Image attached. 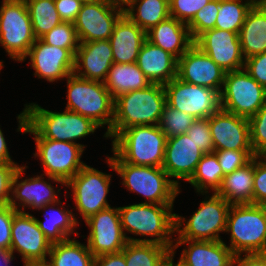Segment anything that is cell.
I'll return each instance as SVG.
<instances>
[{
  "mask_svg": "<svg viewBox=\"0 0 266 266\" xmlns=\"http://www.w3.org/2000/svg\"><path fill=\"white\" fill-rule=\"evenodd\" d=\"M173 205L138 203L118 207L122 229L127 241L152 242L172 250L174 243L172 236L175 235L176 214L172 213ZM125 231L134 235L150 236L153 239L128 237Z\"/></svg>",
  "mask_w": 266,
  "mask_h": 266,
  "instance_id": "1",
  "label": "cell"
},
{
  "mask_svg": "<svg viewBox=\"0 0 266 266\" xmlns=\"http://www.w3.org/2000/svg\"><path fill=\"white\" fill-rule=\"evenodd\" d=\"M165 104V87L161 84H151L118 96L114 99V118L107 138L113 139L132 126L159 125Z\"/></svg>",
  "mask_w": 266,
  "mask_h": 266,
  "instance_id": "2",
  "label": "cell"
},
{
  "mask_svg": "<svg viewBox=\"0 0 266 266\" xmlns=\"http://www.w3.org/2000/svg\"><path fill=\"white\" fill-rule=\"evenodd\" d=\"M18 132L34 134L36 142L35 157H39L44 175L47 180H53L57 184H66L73 178L86 164L81 161L85 145L75 144L67 141H55L41 138L28 124L26 111L24 110L17 116Z\"/></svg>",
  "mask_w": 266,
  "mask_h": 266,
  "instance_id": "3",
  "label": "cell"
},
{
  "mask_svg": "<svg viewBox=\"0 0 266 266\" xmlns=\"http://www.w3.org/2000/svg\"><path fill=\"white\" fill-rule=\"evenodd\" d=\"M167 137L159 125L132 126L112 140V161L162 167Z\"/></svg>",
  "mask_w": 266,
  "mask_h": 266,
  "instance_id": "4",
  "label": "cell"
},
{
  "mask_svg": "<svg viewBox=\"0 0 266 266\" xmlns=\"http://www.w3.org/2000/svg\"><path fill=\"white\" fill-rule=\"evenodd\" d=\"M107 164L122 178L130 192L143 195L148 204H173L180 187L169 178L162 167L133 165L125 161L106 159Z\"/></svg>",
  "mask_w": 266,
  "mask_h": 266,
  "instance_id": "5",
  "label": "cell"
},
{
  "mask_svg": "<svg viewBox=\"0 0 266 266\" xmlns=\"http://www.w3.org/2000/svg\"><path fill=\"white\" fill-rule=\"evenodd\" d=\"M27 124L41 137L75 144L77 140L94 134L100 128L92 119L65 109L64 112L46 110L36 103L25 104Z\"/></svg>",
  "mask_w": 266,
  "mask_h": 266,
  "instance_id": "6",
  "label": "cell"
},
{
  "mask_svg": "<svg viewBox=\"0 0 266 266\" xmlns=\"http://www.w3.org/2000/svg\"><path fill=\"white\" fill-rule=\"evenodd\" d=\"M230 232V250L234 255L266 253V206L231 205L226 233Z\"/></svg>",
  "mask_w": 266,
  "mask_h": 266,
  "instance_id": "7",
  "label": "cell"
},
{
  "mask_svg": "<svg viewBox=\"0 0 266 266\" xmlns=\"http://www.w3.org/2000/svg\"><path fill=\"white\" fill-rule=\"evenodd\" d=\"M67 80V110L92 119L100 127L107 125L103 137L111 131L114 118V99L104 82L86 80L74 74Z\"/></svg>",
  "mask_w": 266,
  "mask_h": 266,
  "instance_id": "8",
  "label": "cell"
},
{
  "mask_svg": "<svg viewBox=\"0 0 266 266\" xmlns=\"http://www.w3.org/2000/svg\"><path fill=\"white\" fill-rule=\"evenodd\" d=\"M230 207L223 197L213 193L200 202L199 209L189 219L175 214V232L179 235L175 240H221L219 233L226 232Z\"/></svg>",
  "mask_w": 266,
  "mask_h": 266,
  "instance_id": "9",
  "label": "cell"
},
{
  "mask_svg": "<svg viewBox=\"0 0 266 266\" xmlns=\"http://www.w3.org/2000/svg\"><path fill=\"white\" fill-rule=\"evenodd\" d=\"M0 44L10 58L22 62L36 41L25 0H2Z\"/></svg>",
  "mask_w": 266,
  "mask_h": 266,
  "instance_id": "10",
  "label": "cell"
},
{
  "mask_svg": "<svg viewBox=\"0 0 266 266\" xmlns=\"http://www.w3.org/2000/svg\"><path fill=\"white\" fill-rule=\"evenodd\" d=\"M266 102V89L244 69L226 72L220 92L221 109L251 118Z\"/></svg>",
  "mask_w": 266,
  "mask_h": 266,
  "instance_id": "11",
  "label": "cell"
},
{
  "mask_svg": "<svg viewBox=\"0 0 266 266\" xmlns=\"http://www.w3.org/2000/svg\"><path fill=\"white\" fill-rule=\"evenodd\" d=\"M164 87L166 104L195 119L208 118L221 109L220 93L212 88L189 84L178 77Z\"/></svg>",
  "mask_w": 266,
  "mask_h": 266,
  "instance_id": "12",
  "label": "cell"
},
{
  "mask_svg": "<svg viewBox=\"0 0 266 266\" xmlns=\"http://www.w3.org/2000/svg\"><path fill=\"white\" fill-rule=\"evenodd\" d=\"M111 174L85 165L65 186L71 187L76 209L84 221L101 210L111 207L107 201Z\"/></svg>",
  "mask_w": 266,
  "mask_h": 266,
  "instance_id": "13",
  "label": "cell"
},
{
  "mask_svg": "<svg viewBox=\"0 0 266 266\" xmlns=\"http://www.w3.org/2000/svg\"><path fill=\"white\" fill-rule=\"evenodd\" d=\"M11 250L22 256L24 266L44 265L52 243L38 227L33 215L25 211L14 213L11 228Z\"/></svg>",
  "mask_w": 266,
  "mask_h": 266,
  "instance_id": "14",
  "label": "cell"
},
{
  "mask_svg": "<svg viewBox=\"0 0 266 266\" xmlns=\"http://www.w3.org/2000/svg\"><path fill=\"white\" fill-rule=\"evenodd\" d=\"M90 232L87 237L89 251L95 256L118 253L128 243L124 235L118 207H109L85 220Z\"/></svg>",
  "mask_w": 266,
  "mask_h": 266,
  "instance_id": "15",
  "label": "cell"
},
{
  "mask_svg": "<svg viewBox=\"0 0 266 266\" xmlns=\"http://www.w3.org/2000/svg\"><path fill=\"white\" fill-rule=\"evenodd\" d=\"M124 9L104 0L83 3L73 22L81 42L109 40Z\"/></svg>",
  "mask_w": 266,
  "mask_h": 266,
  "instance_id": "16",
  "label": "cell"
},
{
  "mask_svg": "<svg viewBox=\"0 0 266 266\" xmlns=\"http://www.w3.org/2000/svg\"><path fill=\"white\" fill-rule=\"evenodd\" d=\"M194 44L226 72L244 69L238 33L213 28L201 33Z\"/></svg>",
  "mask_w": 266,
  "mask_h": 266,
  "instance_id": "17",
  "label": "cell"
},
{
  "mask_svg": "<svg viewBox=\"0 0 266 266\" xmlns=\"http://www.w3.org/2000/svg\"><path fill=\"white\" fill-rule=\"evenodd\" d=\"M226 71L193 44L179 59L177 77L182 81L221 92Z\"/></svg>",
  "mask_w": 266,
  "mask_h": 266,
  "instance_id": "18",
  "label": "cell"
},
{
  "mask_svg": "<svg viewBox=\"0 0 266 266\" xmlns=\"http://www.w3.org/2000/svg\"><path fill=\"white\" fill-rule=\"evenodd\" d=\"M27 57L35 70L34 76L39 79L44 78L53 83L73 74L75 56L68 49L48 45L41 39H36L22 61Z\"/></svg>",
  "mask_w": 266,
  "mask_h": 266,
  "instance_id": "19",
  "label": "cell"
},
{
  "mask_svg": "<svg viewBox=\"0 0 266 266\" xmlns=\"http://www.w3.org/2000/svg\"><path fill=\"white\" fill-rule=\"evenodd\" d=\"M26 168V166H19L14 173L9 205L16 211H24L26 207L39 210L48 204L58 202L60 200L58 195L61 189H57L56 193L51 183L45 181L44 173L40 176L35 175L25 180L22 179V174H24Z\"/></svg>",
  "mask_w": 266,
  "mask_h": 266,
  "instance_id": "20",
  "label": "cell"
},
{
  "mask_svg": "<svg viewBox=\"0 0 266 266\" xmlns=\"http://www.w3.org/2000/svg\"><path fill=\"white\" fill-rule=\"evenodd\" d=\"M214 151H253L247 118L220 109L208 117Z\"/></svg>",
  "mask_w": 266,
  "mask_h": 266,
  "instance_id": "21",
  "label": "cell"
},
{
  "mask_svg": "<svg viewBox=\"0 0 266 266\" xmlns=\"http://www.w3.org/2000/svg\"><path fill=\"white\" fill-rule=\"evenodd\" d=\"M203 154L187 133L168 137L162 168L180 187L179 180L188 181L192 177Z\"/></svg>",
  "mask_w": 266,
  "mask_h": 266,
  "instance_id": "22",
  "label": "cell"
},
{
  "mask_svg": "<svg viewBox=\"0 0 266 266\" xmlns=\"http://www.w3.org/2000/svg\"><path fill=\"white\" fill-rule=\"evenodd\" d=\"M113 63L109 40L81 42L75 53L73 74L86 80L104 82Z\"/></svg>",
  "mask_w": 266,
  "mask_h": 266,
  "instance_id": "23",
  "label": "cell"
},
{
  "mask_svg": "<svg viewBox=\"0 0 266 266\" xmlns=\"http://www.w3.org/2000/svg\"><path fill=\"white\" fill-rule=\"evenodd\" d=\"M187 244L178 260L183 266H228L234 259V254L223 240H174L172 255L176 249Z\"/></svg>",
  "mask_w": 266,
  "mask_h": 266,
  "instance_id": "24",
  "label": "cell"
},
{
  "mask_svg": "<svg viewBox=\"0 0 266 266\" xmlns=\"http://www.w3.org/2000/svg\"><path fill=\"white\" fill-rule=\"evenodd\" d=\"M146 40V32L123 14L109 38L114 63H136Z\"/></svg>",
  "mask_w": 266,
  "mask_h": 266,
  "instance_id": "25",
  "label": "cell"
},
{
  "mask_svg": "<svg viewBox=\"0 0 266 266\" xmlns=\"http://www.w3.org/2000/svg\"><path fill=\"white\" fill-rule=\"evenodd\" d=\"M136 64L152 84L165 85L177 77L178 59L148 40L139 51Z\"/></svg>",
  "mask_w": 266,
  "mask_h": 266,
  "instance_id": "26",
  "label": "cell"
},
{
  "mask_svg": "<svg viewBox=\"0 0 266 266\" xmlns=\"http://www.w3.org/2000/svg\"><path fill=\"white\" fill-rule=\"evenodd\" d=\"M146 39L179 59L193 44L187 24L169 17L146 32Z\"/></svg>",
  "mask_w": 266,
  "mask_h": 266,
  "instance_id": "27",
  "label": "cell"
},
{
  "mask_svg": "<svg viewBox=\"0 0 266 266\" xmlns=\"http://www.w3.org/2000/svg\"><path fill=\"white\" fill-rule=\"evenodd\" d=\"M238 35L245 59L266 52V6H252Z\"/></svg>",
  "mask_w": 266,
  "mask_h": 266,
  "instance_id": "28",
  "label": "cell"
},
{
  "mask_svg": "<svg viewBox=\"0 0 266 266\" xmlns=\"http://www.w3.org/2000/svg\"><path fill=\"white\" fill-rule=\"evenodd\" d=\"M254 157L244 167L223 177L216 192L229 204H253Z\"/></svg>",
  "mask_w": 266,
  "mask_h": 266,
  "instance_id": "29",
  "label": "cell"
},
{
  "mask_svg": "<svg viewBox=\"0 0 266 266\" xmlns=\"http://www.w3.org/2000/svg\"><path fill=\"white\" fill-rule=\"evenodd\" d=\"M55 205H62L61 201L59 200L39 209L41 211L50 209L44 215L46 217L44 222L35 217L38 227L47 239L51 243H56L69 239L73 233L79 235V233L74 232L79 223L73 212L68 209L65 210L63 205L61 206L62 208H57Z\"/></svg>",
  "mask_w": 266,
  "mask_h": 266,
  "instance_id": "30",
  "label": "cell"
},
{
  "mask_svg": "<svg viewBox=\"0 0 266 266\" xmlns=\"http://www.w3.org/2000/svg\"><path fill=\"white\" fill-rule=\"evenodd\" d=\"M104 84L115 99L129 91L145 89L152 83L136 63H113Z\"/></svg>",
  "mask_w": 266,
  "mask_h": 266,
  "instance_id": "31",
  "label": "cell"
},
{
  "mask_svg": "<svg viewBox=\"0 0 266 266\" xmlns=\"http://www.w3.org/2000/svg\"><path fill=\"white\" fill-rule=\"evenodd\" d=\"M124 14L147 32L170 17L169 0H132Z\"/></svg>",
  "mask_w": 266,
  "mask_h": 266,
  "instance_id": "32",
  "label": "cell"
},
{
  "mask_svg": "<svg viewBox=\"0 0 266 266\" xmlns=\"http://www.w3.org/2000/svg\"><path fill=\"white\" fill-rule=\"evenodd\" d=\"M48 257L44 266H94L95 259L88 246L75 238L52 243Z\"/></svg>",
  "mask_w": 266,
  "mask_h": 266,
  "instance_id": "33",
  "label": "cell"
},
{
  "mask_svg": "<svg viewBox=\"0 0 266 266\" xmlns=\"http://www.w3.org/2000/svg\"><path fill=\"white\" fill-rule=\"evenodd\" d=\"M224 176L216 153H205L198 162L194 174L187 182L196 189L198 194L207 195L210 189L213 193L218 191Z\"/></svg>",
  "mask_w": 266,
  "mask_h": 266,
  "instance_id": "34",
  "label": "cell"
},
{
  "mask_svg": "<svg viewBox=\"0 0 266 266\" xmlns=\"http://www.w3.org/2000/svg\"><path fill=\"white\" fill-rule=\"evenodd\" d=\"M122 252L126 266H163L172 254L168 247L152 242H128Z\"/></svg>",
  "mask_w": 266,
  "mask_h": 266,
  "instance_id": "35",
  "label": "cell"
},
{
  "mask_svg": "<svg viewBox=\"0 0 266 266\" xmlns=\"http://www.w3.org/2000/svg\"><path fill=\"white\" fill-rule=\"evenodd\" d=\"M36 39L62 22L54 0H25Z\"/></svg>",
  "mask_w": 266,
  "mask_h": 266,
  "instance_id": "36",
  "label": "cell"
},
{
  "mask_svg": "<svg viewBox=\"0 0 266 266\" xmlns=\"http://www.w3.org/2000/svg\"><path fill=\"white\" fill-rule=\"evenodd\" d=\"M252 5L243 0H219V10L216 17L215 28L220 30L240 32L246 14Z\"/></svg>",
  "mask_w": 266,
  "mask_h": 266,
  "instance_id": "37",
  "label": "cell"
},
{
  "mask_svg": "<svg viewBox=\"0 0 266 266\" xmlns=\"http://www.w3.org/2000/svg\"><path fill=\"white\" fill-rule=\"evenodd\" d=\"M44 43L68 49L74 56L80 41L72 22H61L40 38Z\"/></svg>",
  "mask_w": 266,
  "mask_h": 266,
  "instance_id": "38",
  "label": "cell"
},
{
  "mask_svg": "<svg viewBox=\"0 0 266 266\" xmlns=\"http://www.w3.org/2000/svg\"><path fill=\"white\" fill-rule=\"evenodd\" d=\"M194 121L195 118L186 112L176 110L165 104L159 127L168 138L186 133Z\"/></svg>",
  "mask_w": 266,
  "mask_h": 266,
  "instance_id": "39",
  "label": "cell"
},
{
  "mask_svg": "<svg viewBox=\"0 0 266 266\" xmlns=\"http://www.w3.org/2000/svg\"><path fill=\"white\" fill-rule=\"evenodd\" d=\"M248 121L254 155L266 156V102Z\"/></svg>",
  "mask_w": 266,
  "mask_h": 266,
  "instance_id": "40",
  "label": "cell"
},
{
  "mask_svg": "<svg viewBox=\"0 0 266 266\" xmlns=\"http://www.w3.org/2000/svg\"><path fill=\"white\" fill-rule=\"evenodd\" d=\"M218 10L219 0H211L194 15L193 19L187 24L193 40L204 31L215 28Z\"/></svg>",
  "mask_w": 266,
  "mask_h": 266,
  "instance_id": "41",
  "label": "cell"
},
{
  "mask_svg": "<svg viewBox=\"0 0 266 266\" xmlns=\"http://www.w3.org/2000/svg\"><path fill=\"white\" fill-rule=\"evenodd\" d=\"M214 152L217 155L219 165L224 175L244 167L255 157L253 151L221 150Z\"/></svg>",
  "mask_w": 266,
  "mask_h": 266,
  "instance_id": "42",
  "label": "cell"
},
{
  "mask_svg": "<svg viewBox=\"0 0 266 266\" xmlns=\"http://www.w3.org/2000/svg\"><path fill=\"white\" fill-rule=\"evenodd\" d=\"M211 0H169L170 17L188 24Z\"/></svg>",
  "mask_w": 266,
  "mask_h": 266,
  "instance_id": "43",
  "label": "cell"
},
{
  "mask_svg": "<svg viewBox=\"0 0 266 266\" xmlns=\"http://www.w3.org/2000/svg\"><path fill=\"white\" fill-rule=\"evenodd\" d=\"M186 133L204 154L214 152L208 118L195 119Z\"/></svg>",
  "mask_w": 266,
  "mask_h": 266,
  "instance_id": "44",
  "label": "cell"
},
{
  "mask_svg": "<svg viewBox=\"0 0 266 266\" xmlns=\"http://www.w3.org/2000/svg\"><path fill=\"white\" fill-rule=\"evenodd\" d=\"M253 204L266 206V156L254 157Z\"/></svg>",
  "mask_w": 266,
  "mask_h": 266,
  "instance_id": "45",
  "label": "cell"
},
{
  "mask_svg": "<svg viewBox=\"0 0 266 266\" xmlns=\"http://www.w3.org/2000/svg\"><path fill=\"white\" fill-rule=\"evenodd\" d=\"M16 210L9 204H0V248L11 250V228Z\"/></svg>",
  "mask_w": 266,
  "mask_h": 266,
  "instance_id": "46",
  "label": "cell"
},
{
  "mask_svg": "<svg viewBox=\"0 0 266 266\" xmlns=\"http://www.w3.org/2000/svg\"><path fill=\"white\" fill-rule=\"evenodd\" d=\"M244 70L266 89V52L245 59Z\"/></svg>",
  "mask_w": 266,
  "mask_h": 266,
  "instance_id": "47",
  "label": "cell"
},
{
  "mask_svg": "<svg viewBox=\"0 0 266 266\" xmlns=\"http://www.w3.org/2000/svg\"><path fill=\"white\" fill-rule=\"evenodd\" d=\"M18 167L17 163L0 164V204L10 202L12 179Z\"/></svg>",
  "mask_w": 266,
  "mask_h": 266,
  "instance_id": "48",
  "label": "cell"
},
{
  "mask_svg": "<svg viewBox=\"0 0 266 266\" xmlns=\"http://www.w3.org/2000/svg\"><path fill=\"white\" fill-rule=\"evenodd\" d=\"M55 7L63 22H74L82 6L80 0H54Z\"/></svg>",
  "mask_w": 266,
  "mask_h": 266,
  "instance_id": "49",
  "label": "cell"
},
{
  "mask_svg": "<svg viewBox=\"0 0 266 266\" xmlns=\"http://www.w3.org/2000/svg\"><path fill=\"white\" fill-rule=\"evenodd\" d=\"M234 255V266H266V253H244Z\"/></svg>",
  "mask_w": 266,
  "mask_h": 266,
  "instance_id": "50",
  "label": "cell"
},
{
  "mask_svg": "<svg viewBox=\"0 0 266 266\" xmlns=\"http://www.w3.org/2000/svg\"><path fill=\"white\" fill-rule=\"evenodd\" d=\"M94 266H126L124 253L120 251L95 257Z\"/></svg>",
  "mask_w": 266,
  "mask_h": 266,
  "instance_id": "51",
  "label": "cell"
},
{
  "mask_svg": "<svg viewBox=\"0 0 266 266\" xmlns=\"http://www.w3.org/2000/svg\"><path fill=\"white\" fill-rule=\"evenodd\" d=\"M4 133L1 131L0 128V164H4V163H16L13 162V160L11 159L8 147H7V143L5 141L4 138Z\"/></svg>",
  "mask_w": 266,
  "mask_h": 266,
  "instance_id": "52",
  "label": "cell"
},
{
  "mask_svg": "<svg viewBox=\"0 0 266 266\" xmlns=\"http://www.w3.org/2000/svg\"><path fill=\"white\" fill-rule=\"evenodd\" d=\"M104 1L124 9L125 6H127L132 0H104Z\"/></svg>",
  "mask_w": 266,
  "mask_h": 266,
  "instance_id": "53",
  "label": "cell"
},
{
  "mask_svg": "<svg viewBox=\"0 0 266 266\" xmlns=\"http://www.w3.org/2000/svg\"><path fill=\"white\" fill-rule=\"evenodd\" d=\"M14 259V255L9 252L3 260H0V266H9L11 261Z\"/></svg>",
  "mask_w": 266,
  "mask_h": 266,
  "instance_id": "54",
  "label": "cell"
},
{
  "mask_svg": "<svg viewBox=\"0 0 266 266\" xmlns=\"http://www.w3.org/2000/svg\"><path fill=\"white\" fill-rule=\"evenodd\" d=\"M174 255H170L167 260L164 262L163 266H183L179 261L178 263H174Z\"/></svg>",
  "mask_w": 266,
  "mask_h": 266,
  "instance_id": "55",
  "label": "cell"
},
{
  "mask_svg": "<svg viewBox=\"0 0 266 266\" xmlns=\"http://www.w3.org/2000/svg\"><path fill=\"white\" fill-rule=\"evenodd\" d=\"M252 6H266V0H245Z\"/></svg>",
  "mask_w": 266,
  "mask_h": 266,
  "instance_id": "56",
  "label": "cell"
},
{
  "mask_svg": "<svg viewBox=\"0 0 266 266\" xmlns=\"http://www.w3.org/2000/svg\"><path fill=\"white\" fill-rule=\"evenodd\" d=\"M9 253V251H6L2 248H0V260H3L4 257Z\"/></svg>",
  "mask_w": 266,
  "mask_h": 266,
  "instance_id": "57",
  "label": "cell"
},
{
  "mask_svg": "<svg viewBox=\"0 0 266 266\" xmlns=\"http://www.w3.org/2000/svg\"><path fill=\"white\" fill-rule=\"evenodd\" d=\"M82 3L94 2L96 0H80Z\"/></svg>",
  "mask_w": 266,
  "mask_h": 266,
  "instance_id": "58",
  "label": "cell"
},
{
  "mask_svg": "<svg viewBox=\"0 0 266 266\" xmlns=\"http://www.w3.org/2000/svg\"><path fill=\"white\" fill-rule=\"evenodd\" d=\"M3 61L2 60H0V70H2V68H3Z\"/></svg>",
  "mask_w": 266,
  "mask_h": 266,
  "instance_id": "59",
  "label": "cell"
},
{
  "mask_svg": "<svg viewBox=\"0 0 266 266\" xmlns=\"http://www.w3.org/2000/svg\"><path fill=\"white\" fill-rule=\"evenodd\" d=\"M228 266H234V260Z\"/></svg>",
  "mask_w": 266,
  "mask_h": 266,
  "instance_id": "60",
  "label": "cell"
}]
</instances>
